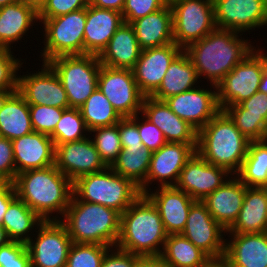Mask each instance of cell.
<instances>
[{
	"mask_svg": "<svg viewBox=\"0 0 267 267\" xmlns=\"http://www.w3.org/2000/svg\"><path fill=\"white\" fill-rule=\"evenodd\" d=\"M229 235L223 260L231 267H267V232Z\"/></svg>",
	"mask_w": 267,
	"mask_h": 267,
	"instance_id": "484cf974",
	"label": "cell"
},
{
	"mask_svg": "<svg viewBox=\"0 0 267 267\" xmlns=\"http://www.w3.org/2000/svg\"><path fill=\"white\" fill-rule=\"evenodd\" d=\"M140 53L141 48L133 27L130 24L123 23L98 57L101 65L132 70L139 59Z\"/></svg>",
	"mask_w": 267,
	"mask_h": 267,
	"instance_id": "83f0119b",
	"label": "cell"
},
{
	"mask_svg": "<svg viewBox=\"0 0 267 267\" xmlns=\"http://www.w3.org/2000/svg\"><path fill=\"white\" fill-rule=\"evenodd\" d=\"M118 129L122 148L144 147L137 128V114L133 117L122 118L118 122Z\"/></svg>",
	"mask_w": 267,
	"mask_h": 267,
	"instance_id": "f907efd6",
	"label": "cell"
},
{
	"mask_svg": "<svg viewBox=\"0 0 267 267\" xmlns=\"http://www.w3.org/2000/svg\"><path fill=\"white\" fill-rule=\"evenodd\" d=\"M44 29L42 62L65 55L84 54L86 8L53 18H38Z\"/></svg>",
	"mask_w": 267,
	"mask_h": 267,
	"instance_id": "ba28073f",
	"label": "cell"
},
{
	"mask_svg": "<svg viewBox=\"0 0 267 267\" xmlns=\"http://www.w3.org/2000/svg\"><path fill=\"white\" fill-rule=\"evenodd\" d=\"M90 137L55 146L54 165L72 182L83 175L98 173L107 168Z\"/></svg>",
	"mask_w": 267,
	"mask_h": 267,
	"instance_id": "e0dca14e",
	"label": "cell"
},
{
	"mask_svg": "<svg viewBox=\"0 0 267 267\" xmlns=\"http://www.w3.org/2000/svg\"><path fill=\"white\" fill-rule=\"evenodd\" d=\"M80 111L89 131L117 124L122 119L98 88L81 106Z\"/></svg>",
	"mask_w": 267,
	"mask_h": 267,
	"instance_id": "8d00e7d4",
	"label": "cell"
},
{
	"mask_svg": "<svg viewBox=\"0 0 267 267\" xmlns=\"http://www.w3.org/2000/svg\"><path fill=\"white\" fill-rule=\"evenodd\" d=\"M258 92L267 95V64L263 68V74H262V77H261V82H260V85H259Z\"/></svg>",
	"mask_w": 267,
	"mask_h": 267,
	"instance_id": "6f0895ef",
	"label": "cell"
},
{
	"mask_svg": "<svg viewBox=\"0 0 267 267\" xmlns=\"http://www.w3.org/2000/svg\"><path fill=\"white\" fill-rule=\"evenodd\" d=\"M17 1L19 0H0V8L3 6L9 5V4L15 3Z\"/></svg>",
	"mask_w": 267,
	"mask_h": 267,
	"instance_id": "6125c7cd",
	"label": "cell"
},
{
	"mask_svg": "<svg viewBox=\"0 0 267 267\" xmlns=\"http://www.w3.org/2000/svg\"><path fill=\"white\" fill-rule=\"evenodd\" d=\"M27 243L31 267H66L72 240L61 220L43 221Z\"/></svg>",
	"mask_w": 267,
	"mask_h": 267,
	"instance_id": "7c38bea8",
	"label": "cell"
},
{
	"mask_svg": "<svg viewBox=\"0 0 267 267\" xmlns=\"http://www.w3.org/2000/svg\"><path fill=\"white\" fill-rule=\"evenodd\" d=\"M92 132L95 133L92 141L101 160L107 167H111L122 150L118 123L92 129L89 134Z\"/></svg>",
	"mask_w": 267,
	"mask_h": 267,
	"instance_id": "f35d334b",
	"label": "cell"
},
{
	"mask_svg": "<svg viewBox=\"0 0 267 267\" xmlns=\"http://www.w3.org/2000/svg\"><path fill=\"white\" fill-rule=\"evenodd\" d=\"M42 68L36 73L18 75L17 92L28 105L70 108L66 91L56 72L48 63L43 62Z\"/></svg>",
	"mask_w": 267,
	"mask_h": 267,
	"instance_id": "5bb4252c",
	"label": "cell"
},
{
	"mask_svg": "<svg viewBox=\"0 0 267 267\" xmlns=\"http://www.w3.org/2000/svg\"><path fill=\"white\" fill-rule=\"evenodd\" d=\"M37 21L38 13L20 1L1 7L0 49L11 50V45L21 40Z\"/></svg>",
	"mask_w": 267,
	"mask_h": 267,
	"instance_id": "f546056e",
	"label": "cell"
},
{
	"mask_svg": "<svg viewBox=\"0 0 267 267\" xmlns=\"http://www.w3.org/2000/svg\"><path fill=\"white\" fill-rule=\"evenodd\" d=\"M225 233L228 235L211 216L205 204L196 200L189 210L186 226L181 234L213 261L224 259Z\"/></svg>",
	"mask_w": 267,
	"mask_h": 267,
	"instance_id": "4fadbf2b",
	"label": "cell"
},
{
	"mask_svg": "<svg viewBox=\"0 0 267 267\" xmlns=\"http://www.w3.org/2000/svg\"><path fill=\"white\" fill-rule=\"evenodd\" d=\"M228 233L267 232V196L261 187H246L239 216Z\"/></svg>",
	"mask_w": 267,
	"mask_h": 267,
	"instance_id": "4dcf8cb0",
	"label": "cell"
},
{
	"mask_svg": "<svg viewBox=\"0 0 267 267\" xmlns=\"http://www.w3.org/2000/svg\"><path fill=\"white\" fill-rule=\"evenodd\" d=\"M8 242H10L6 231L2 225H0V247L6 245Z\"/></svg>",
	"mask_w": 267,
	"mask_h": 267,
	"instance_id": "680465c9",
	"label": "cell"
},
{
	"mask_svg": "<svg viewBox=\"0 0 267 267\" xmlns=\"http://www.w3.org/2000/svg\"><path fill=\"white\" fill-rule=\"evenodd\" d=\"M60 78L70 108H81L98 88L101 68L99 57L92 54L65 55L47 62Z\"/></svg>",
	"mask_w": 267,
	"mask_h": 267,
	"instance_id": "52a82bcc",
	"label": "cell"
},
{
	"mask_svg": "<svg viewBox=\"0 0 267 267\" xmlns=\"http://www.w3.org/2000/svg\"><path fill=\"white\" fill-rule=\"evenodd\" d=\"M195 152L190 144L180 142H167L159 150L152 152L146 180L139 187L140 193L150 191L149 184L155 181L160 182L158 187L175 186L185 163Z\"/></svg>",
	"mask_w": 267,
	"mask_h": 267,
	"instance_id": "9a60e30c",
	"label": "cell"
},
{
	"mask_svg": "<svg viewBox=\"0 0 267 267\" xmlns=\"http://www.w3.org/2000/svg\"><path fill=\"white\" fill-rule=\"evenodd\" d=\"M17 197L13 183H6L0 189V225L9 204Z\"/></svg>",
	"mask_w": 267,
	"mask_h": 267,
	"instance_id": "f5cc1de1",
	"label": "cell"
},
{
	"mask_svg": "<svg viewBox=\"0 0 267 267\" xmlns=\"http://www.w3.org/2000/svg\"><path fill=\"white\" fill-rule=\"evenodd\" d=\"M89 0H47L45 6L38 13V18H53L70 12L84 9Z\"/></svg>",
	"mask_w": 267,
	"mask_h": 267,
	"instance_id": "c3c4849f",
	"label": "cell"
},
{
	"mask_svg": "<svg viewBox=\"0 0 267 267\" xmlns=\"http://www.w3.org/2000/svg\"><path fill=\"white\" fill-rule=\"evenodd\" d=\"M16 176L12 141L0 136V178L6 183H13Z\"/></svg>",
	"mask_w": 267,
	"mask_h": 267,
	"instance_id": "681fc988",
	"label": "cell"
},
{
	"mask_svg": "<svg viewBox=\"0 0 267 267\" xmlns=\"http://www.w3.org/2000/svg\"><path fill=\"white\" fill-rule=\"evenodd\" d=\"M65 109L47 105H29L32 128L35 132L50 136Z\"/></svg>",
	"mask_w": 267,
	"mask_h": 267,
	"instance_id": "b9f144b4",
	"label": "cell"
},
{
	"mask_svg": "<svg viewBox=\"0 0 267 267\" xmlns=\"http://www.w3.org/2000/svg\"><path fill=\"white\" fill-rule=\"evenodd\" d=\"M86 132L90 133L80 109L68 108L63 111L60 121L57 123L55 130L50 137L56 146L67 142L85 139L87 137Z\"/></svg>",
	"mask_w": 267,
	"mask_h": 267,
	"instance_id": "74e56055",
	"label": "cell"
},
{
	"mask_svg": "<svg viewBox=\"0 0 267 267\" xmlns=\"http://www.w3.org/2000/svg\"><path fill=\"white\" fill-rule=\"evenodd\" d=\"M164 5L160 0H125L122 16L124 23L132 21L162 9Z\"/></svg>",
	"mask_w": 267,
	"mask_h": 267,
	"instance_id": "f6af8a7d",
	"label": "cell"
},
{
	"mask_svg": "<svg viewBox=\"0 0 267 267\" xmlns=\"http://www.w3.org/2000/svg\"><path fill=\"white\" fill-rule=\"evenodd\" d=\"M29 105L16 91L0 95V136L11 141L33 132Z\"/></svg>",
	"mask_w": 267,
	"mask_h": 267,
	"instance_id": "f1b7e54d",
	"label": "cell"
},
{
	"mask_svg": "<svg viewBox=\"0 0 267 267\" xmlns=\"http://www.w3.org/2000/svg\"><path fill=\"white\" fill-rule=\"evenodd\" d=\"M223 111L226 114L261 115L267 120V95L257 92L237 105L226 107Z\"/></svg>",
	"mask_w": 267,
	"mask_h": 267,
	"instance_id": "7dc6e473",
	"label": "cell"
},
{
	"mask_svg": "<svg viewBox=\"0 0 267 267\" xmlns=\"http://www.w3.org/2000/svg\"><path fill=\"white\" fill-rule=\"evenodd\" d=\"M135 267H167L160 256L139 257Z\"/></svg>",
	"mask_w": 267,
	"mask_h": 267,
	"instance_id": "11a10c76",
	"label": "cell"
},
{
	"mask_svg": "<svg viewBox=\"0 0 267 267\" xmlns=\"http://www.w3.org/2000/svg\"><path fill=\"white\" fill-rule=\"evenodd\" d=\"M13 185L17 197L44 221L61 220L73 195V182L55 165L19 173Z\"/></svg>",
	"mask_w": 267,
	"mask_h": 267,
	"instance_id": "7a4b0ae2",
	"label": "cell"
},
{
	"mask_svg": "<svg viewBox=\"0 0 267 267\" xmlns=\"http://www.w3.org/2000/svg\"><path fill=\"white\" fill-rule=\"evenodd\" d=\"M120 215L115 209L81 201L72 195L61 222L72 243L99 244L114 249L120 233Z\"/></svg>",
	"mask_w": 267,
	"mask_h": 267,
	"instance_id": "5b68a950",
	"label": "cell"
},
{
	"mask_svg": "<svg viewBox=\"0 0 267 267\" xmlns=\"http://www.w3.org/2000/svg\"><path fill=\"white\" fill-rule=\"evenodd\" d=\"M182 51L175 43L141 50L132 71L139 90L145 96H151L159 88L169 65Z\"/></svg>",
	"mask_w": 267,
	"mask_h": 267,
	"instance_id": "ffe728a7",
	"label": "cell"
},
{
	"mask_svg": "<svg viewBox=\"0 0 267 267\" xmlns=\"http://www.w3.org/2000/svg\"><path fill=\"white\" fill-rule=\"evenodd\" d=\"M264 5L267 7V0H262Z\"/></svg>",
	"mask_w": 267,
	"mask_h": 267,
	"instance_id": "03108f58",
	"label": "cell"
},
{
	"mask_svg": "<svg viewBox=\"0 0 267 267\" xmlns=\"http://www.w3.org/2000/svg\"><path fill=\"white\" fill-rule=\"evenodd\" d=\"M111 248L99 244L72 243L66 267H101L103 257Z\"/></svg>",
	"mask_w": 267,
	"mask_h": 267,
	"instance_id": "ab89813d",
	"label": "cell"
},
{
	"mask_svg": "<svg viewBox=\"0 0 267 267\" xmlns=\"http://www.w3.org/2000/svg\"><path fill=\"white\" fill-rule=\"evenodd\" d=\"M21 3L30 6L37 13H39L45 6L47 0H19Z\"/></svg>",
	"mask_w": 267,
	"mask_h": 267,
	"instance_id": "9f6ffc18",
	"label": "cell"
},
{
	"mask_svg": "<svg viewBox=\"0 0 267 267\" xmlns=\"http://www.w3.org/2000/svg\"><path fill=\"white\" fill-rule=\"evenodd\" d=\"M141 50L156 48L174 43L173 14L171 7L148 14L130 23Z\"/></svg>",
	"mask_w": 267,
	"mask_h": 267,
	"instance_id": "4316f807",
	"label": "cell"
},
{
	"mask_svg": "<svg viewBox=\"0 0 267 267\" xmlns=\"http://www.w3.org/2000/svg\"><path fill=\"white\" fill-rule=\"evenodd\" d=\"M250 141L222 110L198 131L196 152L208 163L236 175L247 155Z\"/></svg>",
	"mask_w": 267,
	"mask_h": 267,
	"instance_id": "277c9868",
	"label": "cell"
},
{
	"mask_svg": "<svg viewBox=\"0 0 267 267\" xmlns=\"http://www.w3.org/2000/svg\"><path fill=\"white\" fill-rule=\"evenodd\" d=\"M98 89L122 118L141 114L145 95L139 90L131 69L101 65Z\"/></svg>",
	"mask_w": 267,
	"mask_h": 267,
	"instance_id": "8fae6325",
	"label": "cell"
},
{
	"mask_svg": "<svg viewBox=\"0 0 267 267\" xmlns=\"http://www.w3.org/2000/svg\"><path fill=\"white\" fill-rule=\"evenodd\" d=\"M236 176L247 187H262L267 182V139L250 141L247 155Z\"/></svg>",
	"mask_w": 267,
	"mask_h": 267,
	"instance_id": "d590c367",
	"label": "cell"
},
{
	"mask_svg": "<svg viewBox=\"0 0 267 267\" xmlns=\"http://www.w3.org/2000/svg\"><path fill=\"white\" fill-rule=\"evenodd\" d=\"M209 267H231L225 260H213L210 262Z\"/></svg>",
	"mask_w": 267,
	"mask_h": 267,
	"instance_id": "91938a15",
	"label": "cell"
},
{
	"mask_svg": "<svg viewBox=\"0 0 267 267\" xmlns=\"http://www.w3.org/2000/svg\"><path fill=\"white\" fill-rule=\"evenodd\" d=\"M10 49H0V95L17 91L18 72L23 62Z\"/></svg>",
	"mask_w": 267,
	"mask_h": 267,
	"instance_id": "60d3db41",
	"label": "cell"
},
{
	"mask_svg": "<svg viewBox=\"0 0 267 267\" xmlns=\"http://www.w3.org/2000/svg\"><path fill=\"white\" fill-rule=\"evenodd\" d=\"M123 23L122 13L88 4L84 27V54L99 56Z\"/></svg>",
	"mask_w": 267,
	"mask_h": 267,
	"instance_id": "d4e9b609",
	"label": "cell"
},
{
	"mask_svg": "<svg viewBox=\"0 0 267 267\" xmlns=\"http://www.w3.org/2000/svg\"><path fill=\"white\" fill-rule=\"evenodd\" d=\"M191 89L165 99V103L179 118L187 121L194 129L199 131L221 110L217 102V86L211 89ZM215 89V90H214Z\"/></svg>",
	"mask_w": 267,
	"mask_h": 267,
	"instance_id": "ac0fdd59",
	"label": "cell"
},
{
	"mask_svg": "<svg viewBox=\"0 0 267 267\" xmlns=\"http://www.w3.org/2000/svg\"><path fill=\"white\" fill-rule=\"evenodd\" d=\"M141 114L162 131L167 142L190 144L197 149L198 131L172 112L165 101L145 96Z\"/></svg>",
	"mask_w": 267,
	"mask_h": 267,
	"instance_id": "44dd1931",
	"label": "cell"
},
{
	"mask_svg": "<svg viewBox=\"0 0 267 267\" xmlns=\"http://www.w3.org/2000/svg\"><path fill=\"white\" fill-rule=\"evenodd\" d=\"M167 236L157 208L141 194L120 215V233L115 247L140 257L160 256Z\"/></svg>",
	"mask_w": 267,
	"mask_h": 267,
	"instance_id": "3957f363",
	"label": "cell"
},
{
	"mask_svg": "<svg viewBox=\"0 0 267 267\" xmlns=\"http://www.w3.org/2000/svg\"><path fill=\"white\" fill-rule=\"evenodd\" d=\"M198 74L189 56L182 51L169 65L159 88L152 98L164 101L170 96L196 88ZM196 83V84H195Z\"/></svg>",
	"mask_w": 267,
	"mask_h": 267,
	"instance_id": "1f68e13d",
	"label": "cell"
},
{
	"mask_svg": "<svg viewBox=\"0 0 267 267\" xmlns=\"http://www.w3.org/2000/svg\"><path fill=\"white\" fill-rule=\"evenodd\" d=\"M73 195L78 200L101 204L122 214L141 193L130 179L107 167L77 178L73 182Z\"/></svg>",
	"mask_w": 267,
	"mask_h": 267,
	"instance_id": "8992f818",
	"label": "cell"
},
{
	"mask_svg": "<svg viewBox=\"0 0 267 267\" xmlns=\"http://www.w3.org/2000/svg\"><path fill=\"white\" fill-rule=\"evenodd\" d=\"M44 220L32 211L22 200L16 197L8 206L2 220L6 234L10 241L27 243L33 232ZM36 225V226H35ZM35 227V228H34Z\"/></svg>",
	"mask_w": 267,
	"mask_h": 267,
	"instance_id": "836d02e7",
	"label": "cell"
},
{
	"mask_svg": "<svg viewBox=\"0 0 267 267\" xmlns=\"http://www.w3.org/2000/svg\"><path fill=\"white\" fill-rule=\"evenodd\" d=\"M125 0H89V5L100 9H112L122 13Z\"/></svg>",
	"mask_w": 267,
	"mask_h": 267,
	"instance_id": "db71d44e",
	"label": "cell"
},
{
	"mask_svg": "<svg viewBox=\"0 0 267 267\" xmlns=\"http://www.w3.org/2000/svg\"><path fill=\"white\" fill-rule=\"evenodd\" d=\"M6 184V182L0 178V189Z\"/></svg>",
	"mask_w": 267,
	"mask_h": 267,
	"instance_id": "e7e4bbea",
	"label": "cell"
},
{
	"mask_svg": "<svg viewBox=\"0 0 267 267\" xmlns=\"http://www.w3.org/2000/svg\"><path fill=\"white\" fill-rule=\"evenodd\" d=\"M216 28L244 33L267 26V7L262 0H213Z\"/></svg>",
	"mask_w": 267,
	"mask_h": 267,
	"instance_id": "2e32d148",
	"label": "cell"
},
{
	"mask_svg": "<svg viewBox=\"0 0 267 267\" xmlns=\"http://www.w3.org/2000/svg\"><path fill=\"white\" fill-rule=\"evenodd\" d=\"M164 6L172 7L174 4L181 2L182 0H160Z\"/></svg>",
	"mask_w": 267,
	"mask_h": 267,
	"instance_id": "94428289",
	"label": "cell"
},
{
	"mask_svg": "<svg viewBox=\"0 0 267 267\" xmlns=\"http://www.w3.org/2000/svg\"><path fill=\"white\" fill-rule=\"evenodd\" d=\"M241 35L232 30L215 28L201 40L183 49L199 79L203 76L210 81V85L217 86L255 48L248 38L242 39Z\"/></svg>",
	"mask_w": 267,
	"mask_h": 267,
	"instance_id": "6da1fadb",
	"label": "cell"
},
{
	"mask_svg": "<svg viewBox=\"0 0 267 267\" xmlns=\"http://www.w3.org/2000/svg\"><path fill=\"white\" fill-rule=\"evenodd\" d=\"M114 248V250L110 249L106 252L101 267H135L136 261L140 256L117 247Z\"/></svg>",
	"mask_w": 267,
	"mask_h": 267,
	"instance_id": "816d5d0a",
	"label": "cell"
},
{
	"mask_svg": "<svg viewBox=\"0 0 267 267\" xmlns=\"http://www.w3.org/2000/svg\"><path fill=\"white\" fill-rule=\"evenodd\" d=\"M155 190H150L145 195L157 208L166 233H182L189 210L196 200L175 186L158 187Z\"/></svg>",
	"mask_w": 267,
	"mask_h": 267,
	"instance_id": "7402d4cb",
	"label": "cell"
},
{
	"mask_svg": "<svg viewBox=\"0 0 267 267\" xmlns=\"http://www.w3.org/2000/svg\"><path fill=\"white\" fill-rule=\"evenodd\" d=\"M16 173L55 164V145L48 135L31 132L12 140Z\"/></svg>",
	"mask_w": 267,
	"mask_h": 267,
	"instance_id": "cb8c5ba5",
	"label": "cell"
},
{
	"mask_svg": "<svg viewBox=\"0 0 267 267\" xmlns=\"http://www.w3.org/2000/svg\"><path fill=\"white\" fill-rule=\"evenodd\" d=\"M174 43L185 49L216 28L213 0H182L171 7Z\"/></svg>",
	"mask_w": 267,
	"mask_h": 267,
	"instance_id": "30bf717a",
	"label": "cell"
},
{
	"mask_svg": "<svg viewBox=\"0 0 267 267\" xmlns=\"http://www.w3.org/2000/svg\"><path fill=\"white\" fill-rule=\"evenodd\" d=\"M0 267H31L27 245L10 241L0 247Z\"/></svg>",
	"mask_w": 267,
	"mask_h": 267,
	"instance_id": "ee69618b",
	"label": "cell"
},
{
	"mask_svg": "<svg viewBox=\"0 0 267 267\" xmlns=\"http://www.w3.org/2000/svg\"><path fill=\"white\" fill-rule=\"evenodd\" d=\"M246 187L238 177L232 175L221 187L201 200L211 216L226 231L233 226L239 216Z\"/></svg>",
	"mask_w": 267,
	"mask_h": 267,
	"instance_id": "603a6c76",
	"label": "cell"
},
{
	"mask_svg": "<svg viewBox=\"0 0 267 267\" xmlns=\"http://www.w3.org/2000/svg\"><path fill=\"white\" fill-rule=\"evenodd\" d=\"M160 257L167 267H208L212 261L181 233L167 236Z\"/></svg>",
	"mask_w": 267,
	"mask_h": 267,
	"instance_id": "d6a6232c",
	"label": "cell"
},
{
	"mask_svg": "<svg viewBox=\"0 0 267 267\" xmlns=\"http://www.w3.org/2000/svg\"><path fill=\"white\" fill-rule=\"evenodd\" d=\"M257 49L255 47L217 85V102L222 111L258 92L267 54L261 47Z\"/></svg>",
	"mask_w": 267,
	"mask_h": 267,
	"instance_id": "9c48e42d",
	"label": "cell"
},
{
	"mask_svg": "<svg viewBox=\"0 0 267 267\" xmlns=\"http://www.w3.org/2000/svg\"><path fill=\"white\" fill-rule=\"evenodd\" d=\"M249 141L267 139V120L261 115L227 114Z\"/></svg>",
	"mask_w": 267,
	"mask_h": 267,
	"instance_id": "7bdbcfd3",
	"label": "cell"
},
{
	"mask_svg": "<svg viewBox=\"0 0 267 267\" xmlns=\"http://www.w3.org/2000/svg\"><path fill=\"white\" fill-rule=\"evenodd\" d=\"M229 172L222 167L212 165L197 152L185 163L175 185L194 200H203L207 195L221 187Z\"/></svg>",
	"mask_w": 267,
	"mask_h": 267,
	"instance_id": "d6986e66",
	"label": "cell"
},
{
	"mask_svg": "<svg viewBox=\"0 0 267 267\" xmlns=\"http://www.w3.org/2000/svg\"><path fill=\"white\" fill-rule=\"evenodd\" d=\"M151 156L145 147H124L110 168L140 187L146 180Z\"/></svg>",
	"mask_w": 267,
	"mask_h": 267,
	"instance_id": "e575fe53",
	"label": "cell"
},
{
	"mask_svg": "<svg viewBox=\"0 0 267 267\" xmlns=\"http://www.w3.org/2000/svg\"><path fill=\"white\" fill-rule=\"evenodd\" d=\"M267 196V182L261 187Z\"/></svg>",
	"mask_w": 267,
	"mask_h": 267,
	"instance_id": "be15d7a7",
	"label": "cell"
},
{
	"mask_svg": "<svg viewBox=\"0 0 267 267\" xmlns=\"http://www.w3.org/2000/svg\"><path fill=\"white\" fill-rule=\"evenodd\" d=\"M140 117H143L140 119ZM139 117L137 114V128L143 143V146L149 151L154 152L159 150L167 143L162 131L153 123L148 121L144 116ZM140 120L142 122H140Z\"/></svg>",
	"mask_w": 267,
	"mask_h": 267,
	"instance_id": "bcb514c9",
	"label": "cell"
}]
</instances>
